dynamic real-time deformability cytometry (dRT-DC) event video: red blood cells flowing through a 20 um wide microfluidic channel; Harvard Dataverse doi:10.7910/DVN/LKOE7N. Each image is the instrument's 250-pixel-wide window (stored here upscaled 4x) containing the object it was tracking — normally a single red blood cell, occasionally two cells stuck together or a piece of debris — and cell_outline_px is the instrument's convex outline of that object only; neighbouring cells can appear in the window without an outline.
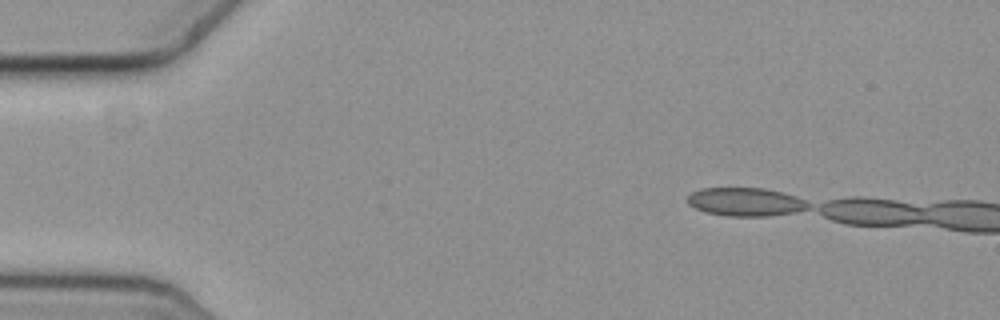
{"species": "common noctule bat (a hibernating species)", "species_latin": "Nyctalus noctula", "temperature_condition": "cold", "stored_images_in_passage": 3, "segment_of_instrument_passage": [1, 2], "camera_frame_rate_fps": 3000, "um_per_image_px": 0.085, "animal": {"sex": "female", "body_mass_g": 19.3, "forearm_length_mm": 54.1}, "frame": {"image": 1, "passage_image": 1, "time_ms": 0.0, "image_size_px": [1000, 320], "cell_outline_px": [[932, 220], [900, 224], [856, 224], [840, 220], [828, 216], [840, 200], [884, 200], [904, 204], [916, 208]], "centroid_in_image_um": [74.5, 18.07], "position_along_channel_um": 10.5, "area_um2": 13.7}}